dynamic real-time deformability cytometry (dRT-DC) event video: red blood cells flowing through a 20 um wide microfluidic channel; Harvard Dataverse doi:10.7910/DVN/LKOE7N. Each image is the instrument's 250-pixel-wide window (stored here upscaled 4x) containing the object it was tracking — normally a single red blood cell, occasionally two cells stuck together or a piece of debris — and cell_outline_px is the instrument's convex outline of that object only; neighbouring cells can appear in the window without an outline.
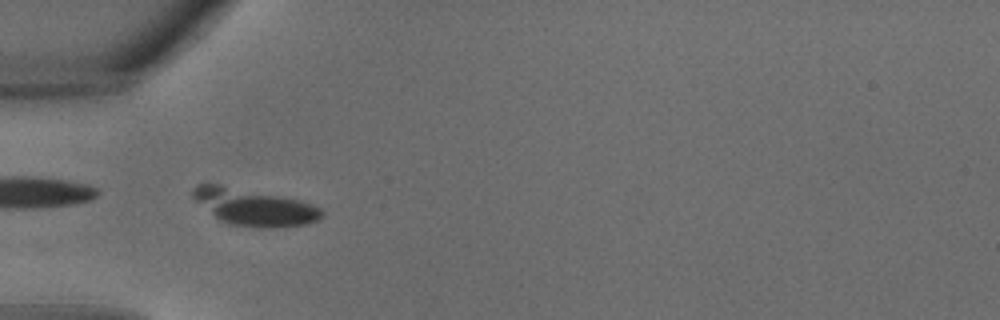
{"species": "common noctule bat (a hibernating species)", "species_latin": "Nyctalus noctula", "temperature_condition": "warm", "stored_images_in_passage": 15, "camera_frame_rate_fps": 3000, "um_per_image_px": 0.085, "animal": {"sex": "male", "body_mass_g": 18.8}, "frame": {"image": 1, "passage_image": 5, "time_ms": 1.333, "image_size_px": [1000, 320], "cell_outline_px": [[324, 216], [308, 224], [280, 228], [252, 228], [228, 224], [220, 220], [196, 200], [192, 196], [192, 188], [196, 184], [220, 184], [300, 200], [320, 208], [324, 212]], "centroid_in_image_um": [21.62, 17.62], "position_along_channel_um": 63.4, "area_um2": 27.63}}
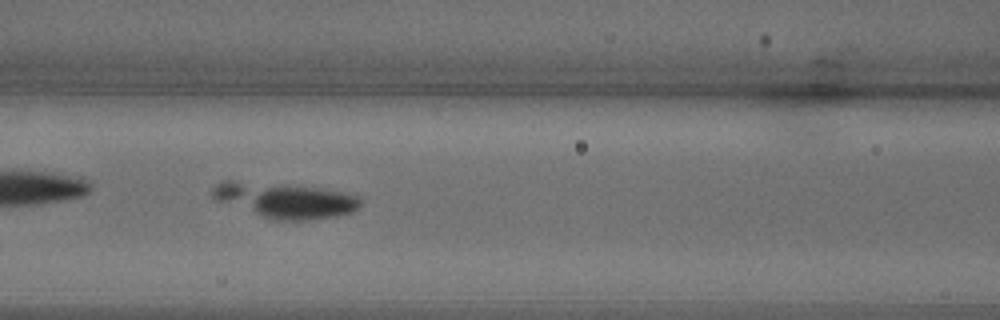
{"frame": {"image": 2, "passage_image": 9, "time_ms": 2.667, "image_size_px": [1000, 320], "cell_outline_px": [[360, 204], [352, 212], [336, 216], [304, 220], [272, 220], [212, 200], [212, 188], [216, 184], [224, 180], [232, 180], [288, 184], [316, 188], [340, 192], [356, 196], [360, 200]], "centroid_in_image_um": [24.1, 17.02], "position_along_channel_um": 142.5, "area_um2": 30.4}}
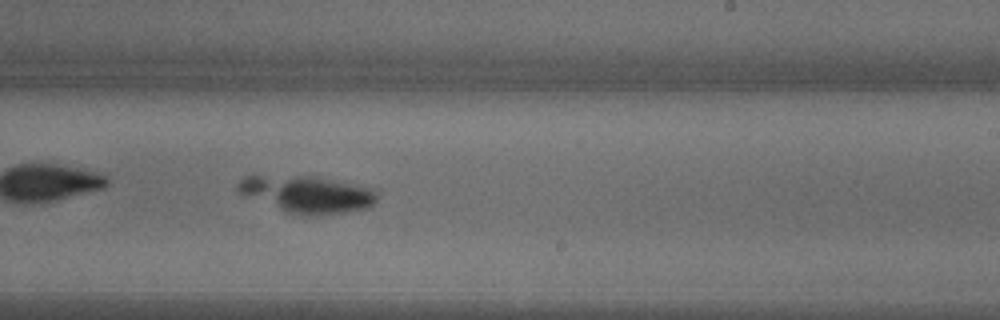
{"frame": {"image": 3, "passage_image": 15, "time_ms": 4.667, "image_size_px": [1000, 320], "cell_outline_px": [[376, 200], [368, 208], [344, 212], [300, 216], [288, 212], [240, 192], [236, 188], [236, 184], [244, 176], [308, 176], [376, 188]], "centroid_in_image_um": [26.15, 16.5], "position_along_channel_um": 262.9, "area_um2": 29.13}}